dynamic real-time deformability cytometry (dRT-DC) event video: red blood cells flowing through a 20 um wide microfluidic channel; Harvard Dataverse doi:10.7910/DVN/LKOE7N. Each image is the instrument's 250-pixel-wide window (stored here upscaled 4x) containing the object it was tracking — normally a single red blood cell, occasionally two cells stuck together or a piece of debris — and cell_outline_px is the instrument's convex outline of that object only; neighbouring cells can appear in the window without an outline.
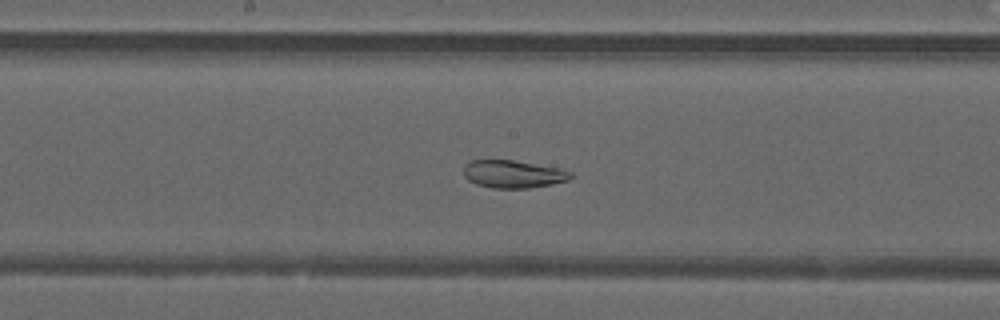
{"species": "common noctule bat (a hibernating species)", "species_latin": "Nyctalus noctula", "temperature_condition": "warm", "stored_images_in_passage": 49, "camera_frame_rate_fps": 3000, "um_per_image_px": 0.085, "animal": {"sex": "male", "forearm_length_mm": 52.5}, "frame": {"image": 1, "passage_image": 25, "time_ms": 8.0, "image_size_px": [1000, 320], "cell_outline_px": [[576, 176], [568, 180], [552, 184], [528, 188], [492, 188], [476, 184], [468, 180], [464, 176], [464, 164], [472, 160], [512, 160], [564, 168], [572, 172]], "centroid_in_image_um": [43.67, 14.79], "position_along_channel_um": 204.5, "area_um2": 17.57}}
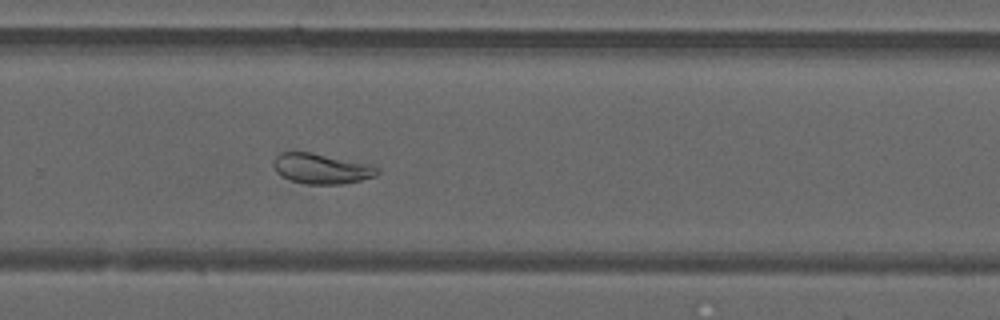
{"frame": {"image": 2, "passage_image": 32, "time_ms": 10.333, "image_size_px": [1000, 320], "cell_outline_px": [[380, 172], [376, 176], [360, 180], [340, 184], [304, 184], [280, 176], [276, 172], [272, 164], [272, 160], [280, 152], [312, 152], [372, 164], [380, 168]], "centroid_in_image_um": [27.32, 14.32], "position_along_channel_um": 302.5, "area_um2": 18.61}}
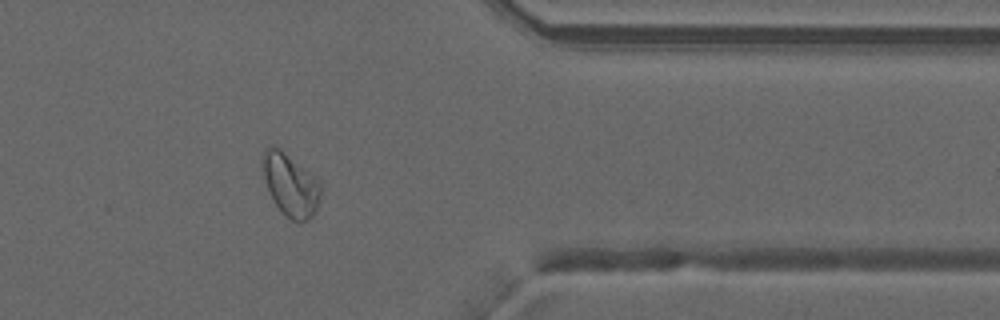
{"frame": {"image": 3, "passage_image": 39, "time_ms": 12.667, "image_size_px": [1000, 320], "cell_outline_px": [[320, 196], [316, 208], [312, 216], [308, 220], [300, 224], [284, 216], [276, 204], [268, 188], [260, 168], [260, 160], [268, 144], [276, 144], [316, 176], [320, 180]], "centroid_in_image_um": [24.66, 15.66], "position_along_channel_um": 386.7, "area_um2": 21.79}, "authors_computed_cell_mechanics": {"area_um2": 24.2182, "velocity_mm_per_s": 4.2184, "shape_relaxation_time_tau1_ms": null, "shape_relaxation_time_tau2_ms": 1.3703, "deformation_change_tau1": null, "deformation_change_tau2": 0.047}}